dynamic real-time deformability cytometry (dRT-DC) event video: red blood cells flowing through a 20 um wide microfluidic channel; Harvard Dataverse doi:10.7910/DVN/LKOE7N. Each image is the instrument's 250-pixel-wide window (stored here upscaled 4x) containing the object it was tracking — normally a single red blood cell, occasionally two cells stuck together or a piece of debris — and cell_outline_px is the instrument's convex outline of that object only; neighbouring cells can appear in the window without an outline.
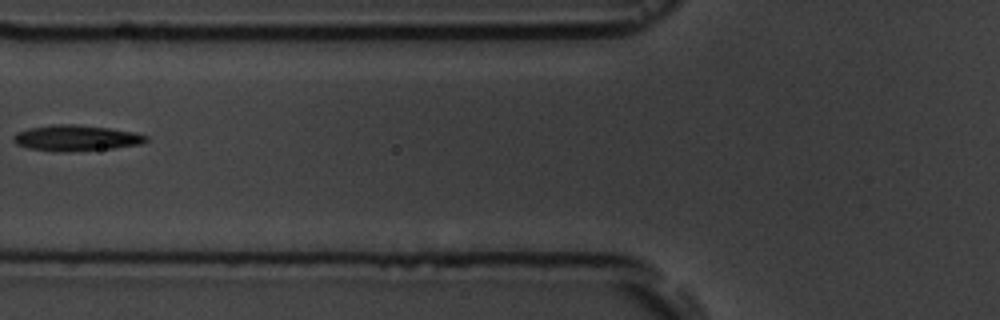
{"species": "common noctule bat (a hibernating species)", "species_latin": "Nyctalus noctula", "temperature_condition": "room temperature", "stored_images_in_passage": 7, "camera_frame_rate_fps": 3000, "um_per_image_px": 0.085, "animal": {"sex": "male", "body_mass_g": 19.5, "forearm_length_mm": 54.6}, "frame": {"image": 1, "passage_image": 7, "time_ms": 6.667, "image_size_px": [1000, 320], "cell_outline_px": [[148, 140], [140, 144], [112, 148], [68, 152], [60, 152], [28, 148], [16, 144], [12, 140], [12, 136], [16, 132], [28, 128], [52, 124], [76, 124], [108, 128], [136, 132], [148, 136]], "centroid_in_image_um": [6.43, 11.73], "position_along_channel_um": 119.4, "area_um2": 20.11}}